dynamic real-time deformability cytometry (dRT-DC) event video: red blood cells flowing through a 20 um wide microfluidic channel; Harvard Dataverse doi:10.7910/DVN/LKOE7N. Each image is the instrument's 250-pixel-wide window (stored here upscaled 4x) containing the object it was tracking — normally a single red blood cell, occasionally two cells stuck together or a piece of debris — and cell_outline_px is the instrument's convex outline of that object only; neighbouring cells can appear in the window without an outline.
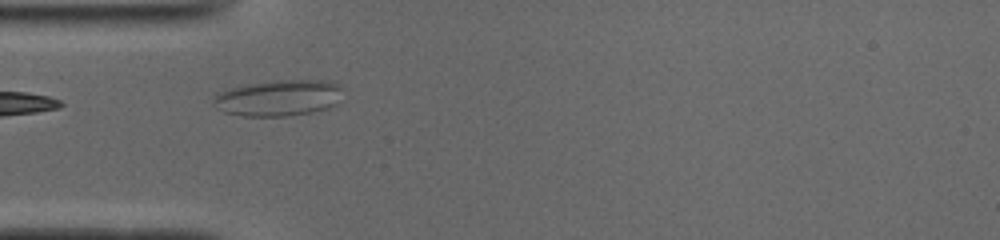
{"species": "common noctule bat (a hibernating species)", "species_latin": "Nyctalus noctula", "temperature_condition": "cold", "stored_images_in_passage": 8, "camera_frame_rate_fps": 3000, "um_per_image_px": 0.085, "animal": {"sex": "male", "body_mass_g": 19.0, "forearm_length_mm": 50.8}, "frame": {"image": 1, "passage_image": 1, "time_ms": 0.0, "image_size_px": [1000, 240], "cell_outline_px": [[340, 88], [336, 104], [328, 108], [288, 116], [244, 116], [224, 112], [216, 108], [212, 104], [212, 100], [224, 88], [248, 84], [280, 80], [336, 80]], "centroid_in_image_um": [23.62, 8.31], "position_along_channel_um": 61.4, "area_um2": 27.22}}